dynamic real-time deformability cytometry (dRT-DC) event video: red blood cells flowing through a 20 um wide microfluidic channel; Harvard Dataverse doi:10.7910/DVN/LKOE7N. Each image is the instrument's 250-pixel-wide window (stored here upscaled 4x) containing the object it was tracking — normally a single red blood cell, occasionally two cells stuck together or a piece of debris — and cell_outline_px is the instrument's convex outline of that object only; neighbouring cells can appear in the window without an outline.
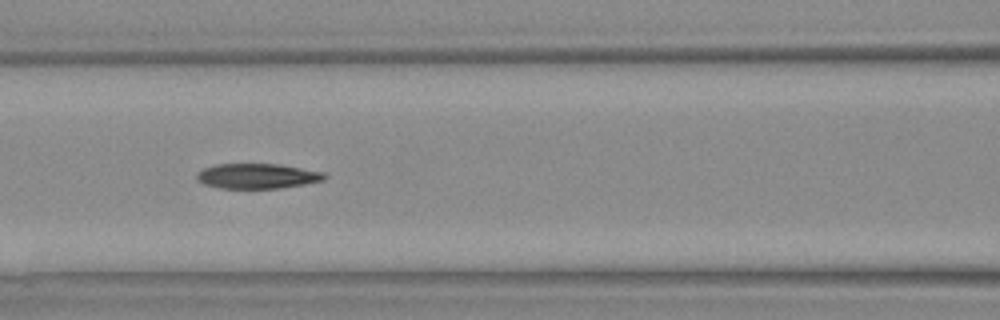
{"species": "Egyptian fruit bat (a non-hibernating species)", "species_latin": "Rousettus aegyptiacus", "temperature_condition": "warm", "stored_images_in_passage": 36, "camera_frame_rate_fps": 3000, "um_per_image_px": 0.085, "animal": {"sex": "female"}, "frame": {"image": 1, "passage_image": 16, "time_ms": 5.0, "image_size_px": [1000, 320], "cell_outline_px": [[328, 176], [324, 180], [304, 184], [280, 188], [220, 188], [204, 184], [196, 180], [196, 172], [204, 168], [216, 164], [280, 164], [324, 172]], "centroid_in_image_um": [21.86, 14.96], "position_along_channel_um": 144.7, "area_um2": 18.73}}
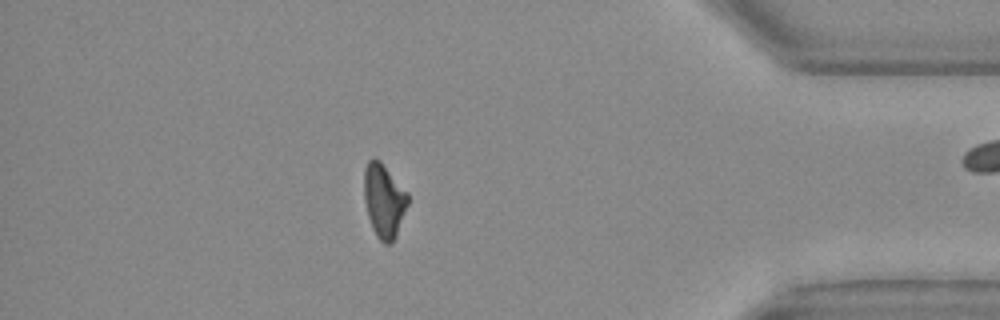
{"frame": {"image": 2, "passage_image": 31, "time_ms": 10.0, "image_size_px": [1000, 320], "cell_outline_px": [[408, 204], [396, 236], [392, 244], [384, 244], [376, 236], [372, 228], [368, 216], [364, 200], [364, 168], [368, 160], [372, 156], [376, 156], [380, 160], [408, 192]], "centroid_in_image_um": [32.63, 17.02], "position_along_channel_um": 402.6, "area_um2": 19.13}}